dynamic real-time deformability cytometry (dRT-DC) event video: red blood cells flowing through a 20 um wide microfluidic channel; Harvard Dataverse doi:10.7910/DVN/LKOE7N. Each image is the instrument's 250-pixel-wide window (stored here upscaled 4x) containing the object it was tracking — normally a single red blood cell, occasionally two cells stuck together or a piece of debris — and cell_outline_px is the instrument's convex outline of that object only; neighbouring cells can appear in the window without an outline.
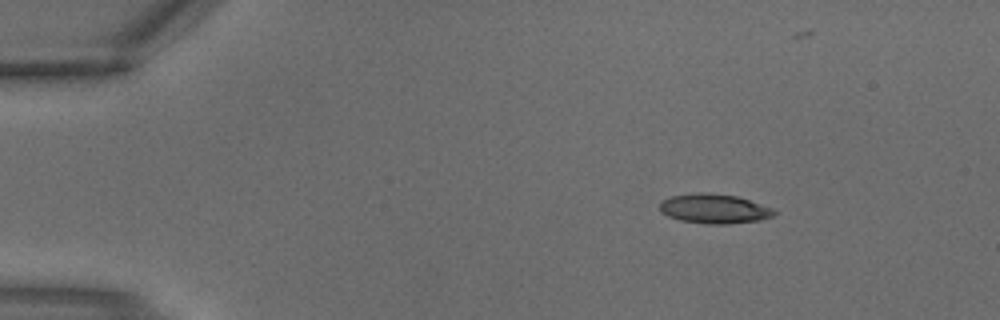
{"species": "common noctule bat (a hibernating species)", "species_latin": "Nyctalus noctula", "temperature_condition": "warm", "stored_images_in_passage": 2, "camera_frame_rate_fps": 3000, "um_per_image_px": 0.085, "animal": {"sex": "male", "body_mass_g": 18.8}, "frame": {"image": 1, "passage_image": 1, "time_ms": 0.0, "image_size_px": [1000, 320], "cell_outline_px": [[776, 212], [772, 216], [756, 220], [728, 224], [708, 224], [680, 220], [668, 216], [660, 212], [660, 200], [672, 196], [700, 192], [704, 192], [736, 196], [772, 208]], "centroid_in_image_um": [60.65, 17.74], "position_along_channel_um": 24.4, "area_um2": 19.42}}